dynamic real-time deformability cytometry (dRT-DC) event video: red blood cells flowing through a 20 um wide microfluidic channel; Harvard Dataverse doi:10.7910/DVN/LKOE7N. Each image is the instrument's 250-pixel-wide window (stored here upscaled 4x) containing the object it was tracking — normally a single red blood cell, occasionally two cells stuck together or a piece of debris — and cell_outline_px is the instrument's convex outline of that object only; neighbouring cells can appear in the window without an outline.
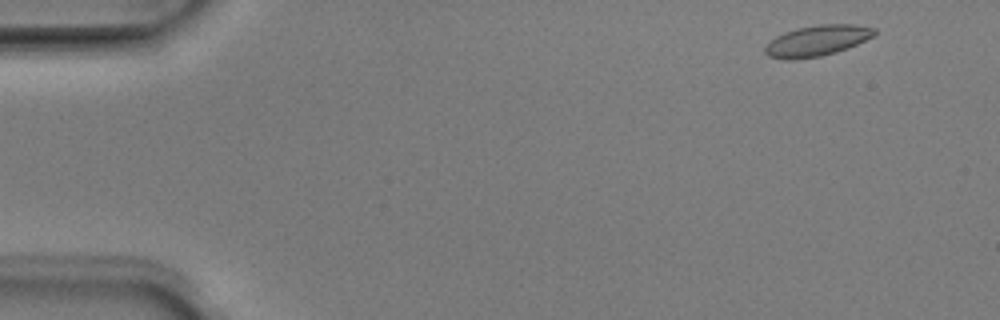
{"species": "Egyptian fruit bat (a non-hibernating species)", "species_latin": "Rousettus aegyptiacus", "temperature_condition": "room temperature", "stored_images_in_passage": 50, "camera_frame_rate_fps": 3000, "um_per_image_px": 0.085, "animal": {"sex": "male"}, "frame": {"image": 1, "passage_image": 3, "time_ms": 0.667, "image_size_px": [1000, 320], "cell_outline_px": [[876, 32], [872, 36], [856, 44], [836, 52], [820, 56], [792, 60], [784, 60], [768, 56], [764, 52], [764, 48], [776, 36], [784, 32], [796, 28], [820, 24], [856, 24], [876, 28]], "centroid_in_image_um": [69.43, 3.45], "position_along_channel_um": 15.6, "area_um2": 19.54}}
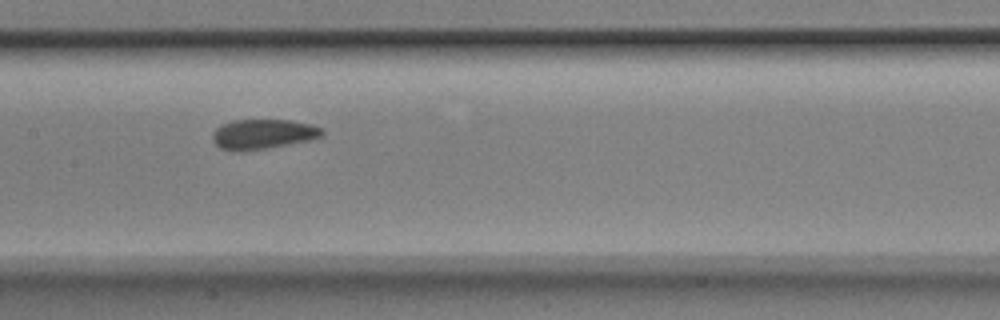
{"frame": {"image": 2, "passage_image": 24, "time_ms": 7.667, "image_size_px": [1000, 320], "cell_outline_px": [[324, 132], [320, 136], [308, 140], [268, 148], [244, 152], [232, 152], [220, 148], [212, 140], [212, 136], [216, 128], [224, 124], [236, 120], [288, 120], [308, 124], [324, 128]], "centroid_in_image_um": [22.31, 11.42], "position_along_channel_um": 185.1, "area_um2": 19.02}}
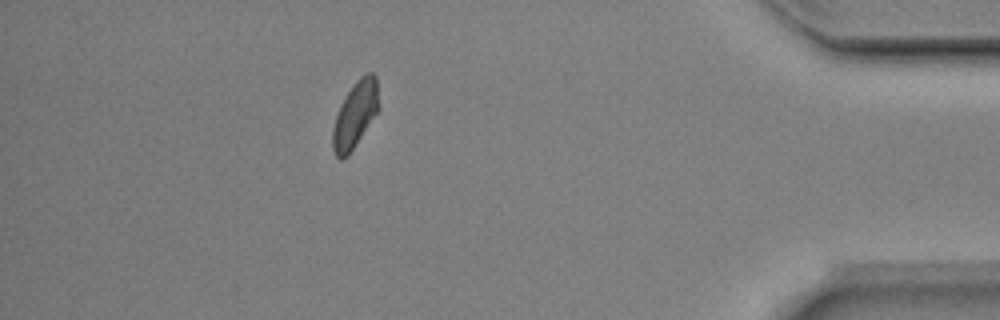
{"frame": {"image": 3, "passage_image": 44, "time_ms": 14.333, "image_size_px": [1000, 320], "cell_outline_px": [[380, 108], [348, 156], [340, 160], [336, 156], [332, 148], [332, 128], [340, 104], [352, 84], [360, 76], [368, 72], [372, 72], [376, 76]], "centroid_in_image_um": [30.18, 9.73], "position_along_channel_um": 405.0, "area_um2": 17.98}, "authors_computed_cell_mechanics": {"area_um2": 18.6694, "velocity_mm_per_s": 3.9916, "shape_relaxation_time_tau1_ms": 4.2599, "shape_relaxation_time_tau2_ms": 0.7825, "deformation_change_tau1": 0.095, "deformation_change_tau2": 0.038}}